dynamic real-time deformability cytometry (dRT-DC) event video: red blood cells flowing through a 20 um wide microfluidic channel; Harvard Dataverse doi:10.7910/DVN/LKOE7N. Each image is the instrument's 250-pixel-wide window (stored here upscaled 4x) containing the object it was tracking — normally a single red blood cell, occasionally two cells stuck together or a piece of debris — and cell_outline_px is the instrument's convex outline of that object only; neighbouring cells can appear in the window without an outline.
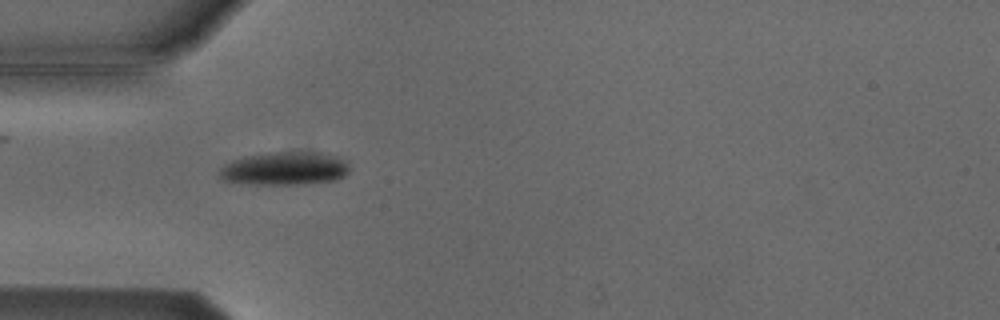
{"species": "Egyptian fruit bat (a non-hibernating species)", "species_latin": "Rousettus aegyptiacus", "temperature_condition": "cold", "stored_images_in_passage": 3, "camera_frame_rate_fps": 3000, "um_per_image_px": 0.085, "animal": {"sex": "male"}, "frame": {"image": 1, "passage_image": 2, "time_ms": 1.0, "image_size_px": [1000, 320], "cell_outline_px": [[348, 172], [344, 176], [336, 180], [300, 184], [252, 184], [224, 180], [220, 176], [220, 168], [224, 164], [232, 160], [244, 156], [272, 152], [320, 152], [336, 156], [348, 160]], "centroid_in_image_um": [24.23, 14.31], "position_along_channel_um": 60.8, "area_um2": 25.2}}
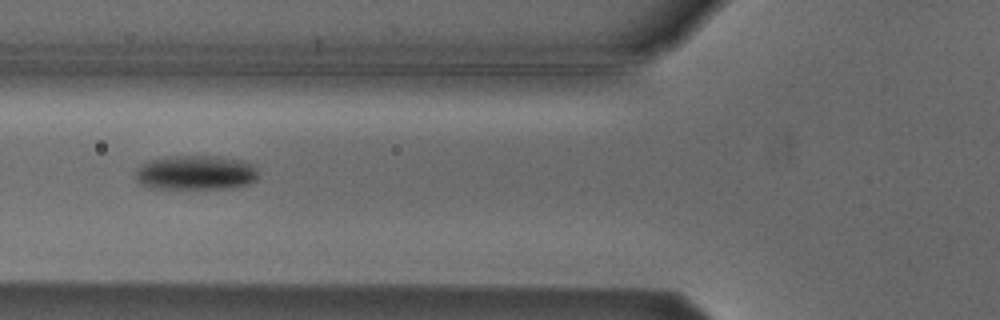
{"frame": {"image": 2, "passage_image": 3, "time_ms": 2.333, "image_size_px": [1000, 320], "cell_outline_px": [[256, 180], [248, 184], [232, 188], [148, 188], [140, 184], [136, 180], [136, 168], [140, 164], [164, 156], [216, 156], [244, 160], [252, 164], [256, 168]], "centroid_in_image_um": [16.61, 14.67], "position_along_channel_um": 109.2, "area_um2": 24.85}}